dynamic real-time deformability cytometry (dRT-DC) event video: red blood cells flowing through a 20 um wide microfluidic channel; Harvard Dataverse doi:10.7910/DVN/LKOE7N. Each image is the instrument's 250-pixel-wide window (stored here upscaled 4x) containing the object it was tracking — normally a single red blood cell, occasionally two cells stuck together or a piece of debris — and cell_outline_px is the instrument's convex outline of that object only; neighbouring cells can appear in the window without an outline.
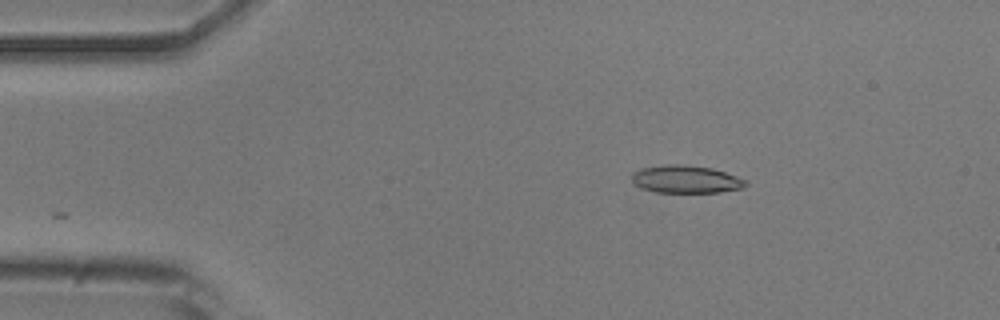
{"species": "common noctule bat (a hibernating species)", "species_latin": "Nyctalus noctula", "temperature_condition": "room temperature", "stored_images_in_passage": 33, "camera_frame_rate_fps": 3000, "um_per_image_px": 0.085, "animal": {"sex": "male", "body_mass_g": 20.5, "forearm_length_mm": 52.5}, "frame": {"image": 1, "passage_image": 1, "time_ms": 0.0, "image_size_px": [1000, 320], "cell_outline_px": [[748, 184], [744, 188], [720, 192], [656, 192], [640, 188], [632, 180], [632, 172], [644, 168], [668, 164], [680, 164], [712, 168], [748, 180]], "centroid_in_image_um": [58.33, 15.24], "position_along_channel_um": 26.7, "area_um2": 18.32}}
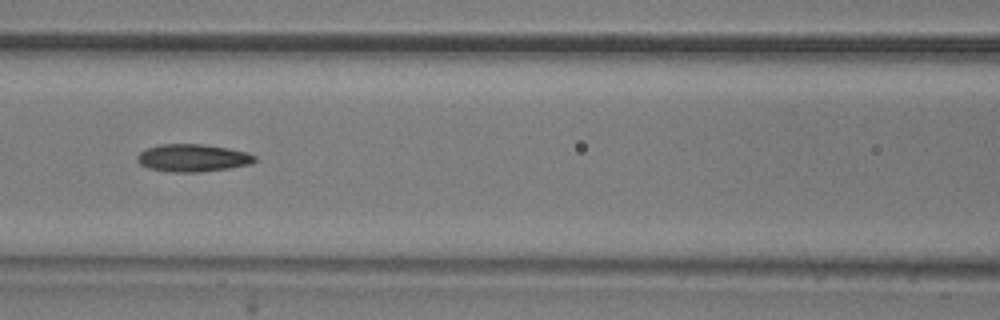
{"frame": {"image": 2, "passage_image": 15, "time_ms": 4.667, "image_size_px": [1000, 320], "cell_outline_px": [[256, 160], [252, 164], [228, 168], [200, 172], [172, 172], [148, 168], [140, 164], [136, 160], [136, 156], [140, 152], [148, 148], [160, 144], [200, 144], [228, 148], [248, 152], [256, 156]], "centroid_in_image_um": [16.39, 13.42], "position_along_channel_um": 150.2, "area_um2": 18.9}}
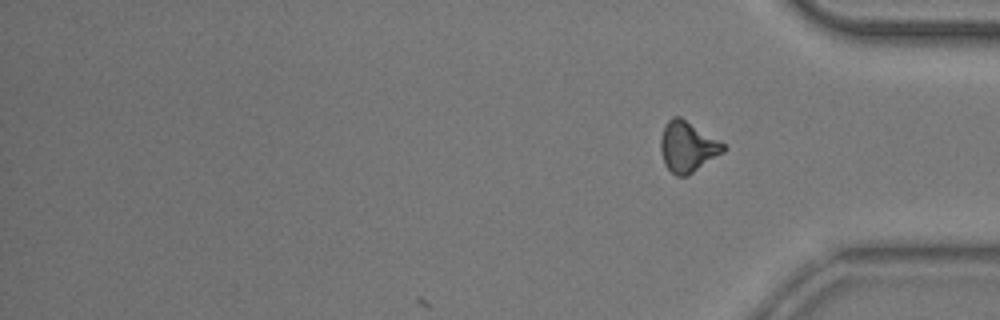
{"frame": {"image": 3, "passage_image": 33, "time_ms": 10.667, "image_size_px": [1000, 320], "cell_outline_px": [[728, 148], [724, 152], [688, 176], [676, 176], [664, 164], [660, 152], [660, 136], [668, 120], [672, 116], [680, 116], [720, 140]], "centroid_in_image_um": [58.45, 12.47], "position_along_channel_um": 376.8, "area_um2": 18.73}, "authors_computed_cell_mechanics": {"area_um2": 18.4382, "velocity_mm_per_s": 3.869, "shape_relaxation_time_tau1_ms": null, "shape_relaxation_time_tau2_ms": 6.4784, "deformation_change_tau1": null, "deformation_change_tau2": 0.1726}}